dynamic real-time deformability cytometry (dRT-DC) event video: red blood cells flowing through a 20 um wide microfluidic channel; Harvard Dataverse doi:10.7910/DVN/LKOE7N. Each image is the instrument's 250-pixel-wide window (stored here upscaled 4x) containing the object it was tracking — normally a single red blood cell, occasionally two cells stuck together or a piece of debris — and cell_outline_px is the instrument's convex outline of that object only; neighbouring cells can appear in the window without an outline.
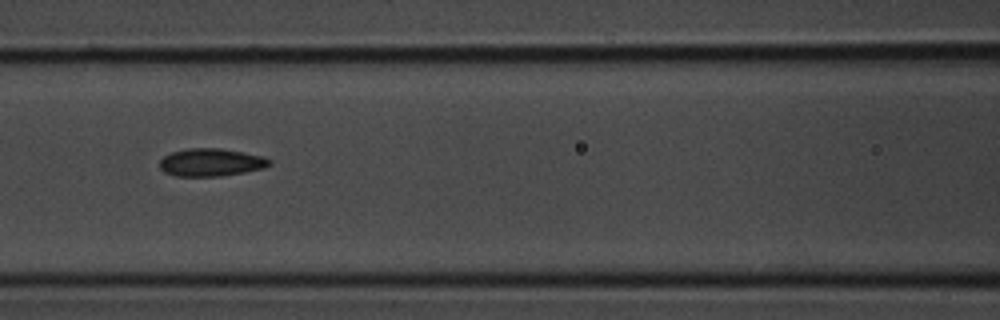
{"species": "common noctule bat (a hibernating species)", "species_latin": "Nyctalus noctula", "temperature_condition": "room temperature", "stored_images_in_passage": 7, "camera_frame_rate_fps": 3000, "um_per_image_px": 0.085, "animal": {"sex": "male", "body_mass_g": 20.1, "forearm_length_mm": 53.5}, "frame": {"image": 1, "passage_image": 6, "time_ms": 1.667, "image_size_px": [1000, 320], "cell_outline_px": [[272, 164], [264, 168], [244, 172], [220, 176], [176, 176], [164, 172], [160, 168], [160, 160], [164, 156], [172, 152], [188, 148], [220, 148], [244, 152], [264, 156], [272, 160]], "centroid_in_image_um": [17.96, 13.79], "position_along_channel_um": 148.6, "area_um2": 17.86}}
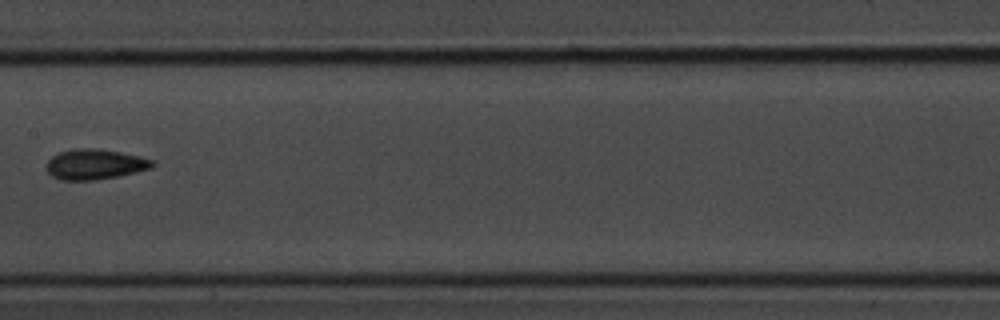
{"frame": {"image": 2, "passage_image": 7, "time_ms": 2.0, "image_size_px": [1000, 320], "cell_outline_px": [[156, 164], [152, 168], [136, 172], [116, 176], [92, 180], [60, 180], [52, 176], [44, 168], [44, 164], [52, 156], [60, 152], [72, 148], [96, 148], [120, 152], [156, 160]], "centroid_in_image_um": [8.04, 13.96], "position_along_channel_um": 199.4, "area_um2": 18.9}}